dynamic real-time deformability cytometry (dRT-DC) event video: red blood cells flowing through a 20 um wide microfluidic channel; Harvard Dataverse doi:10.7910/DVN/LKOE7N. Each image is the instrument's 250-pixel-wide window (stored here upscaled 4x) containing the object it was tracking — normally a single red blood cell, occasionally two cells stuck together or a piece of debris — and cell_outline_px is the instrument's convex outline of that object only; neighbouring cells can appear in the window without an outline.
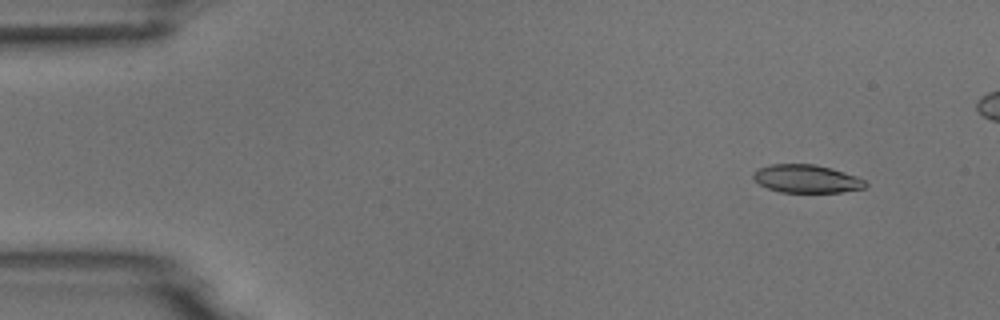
{"species": "common noctule bat (a hibernating species)", "species_latin": "Nyctalus noctula", "temperature_condition": "room temperature", "stored_images_in_passage": 5, "camera_frame_rate_fps": 3000, "um_per_image_px": 0.085, "animal": {"sex": "male", "body_mass_g": 18.8}, "frame": {"image": 1, "passage_image": 1, "time_ms": 0.0, "image_size_px": [1000, 320], "cell_outline_px": [[868, 184], [864, 188], [840, 192], [780, 192], [768, 188], [760, 184], [752, 176], [752, 172], [760, 168], [772, 164], [816, 164], [832, 168], [856, 176], [864, 180]], "centroid_in_image_um": [68.56, 15.19], "position_along_channel_um": 16.4, "area_um2": 18.26}}